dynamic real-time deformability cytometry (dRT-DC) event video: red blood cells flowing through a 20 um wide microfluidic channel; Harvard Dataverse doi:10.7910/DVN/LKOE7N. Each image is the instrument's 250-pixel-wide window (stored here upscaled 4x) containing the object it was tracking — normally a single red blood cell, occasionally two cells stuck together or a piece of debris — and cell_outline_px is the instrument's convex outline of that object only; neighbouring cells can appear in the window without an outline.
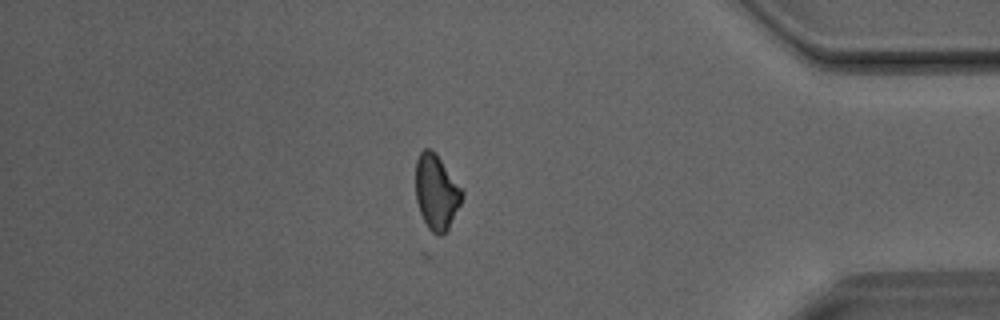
{"species": "Egyptian fruit bat (a non-hibernating species)", "species_latin": "Rousettus aegyptiacus", "temperature_condition": "room temperature", "stored_images_in_passage": 30, "camera_frame_rate_fps": 3000, "um_per_image_px": 0.085, "animal": {"sex": "male"}, "frame": {"image": 1, "passage_image": 23, "time_ms": 7.333, "image_size_px": [1000, 320], "cell_outline_px": [[464, 196], [448, 232], [440, 236], [436, 236], [428, 228], [420, 212], [416, 200], [416, 160], [420, 152], [424, 148], [428, 148], [436, 152], [464, 192]], "centroid_in_image_um": [37.11, 16.36], "position_along_channel_um": 398.1, "area_um2": 20.58}}